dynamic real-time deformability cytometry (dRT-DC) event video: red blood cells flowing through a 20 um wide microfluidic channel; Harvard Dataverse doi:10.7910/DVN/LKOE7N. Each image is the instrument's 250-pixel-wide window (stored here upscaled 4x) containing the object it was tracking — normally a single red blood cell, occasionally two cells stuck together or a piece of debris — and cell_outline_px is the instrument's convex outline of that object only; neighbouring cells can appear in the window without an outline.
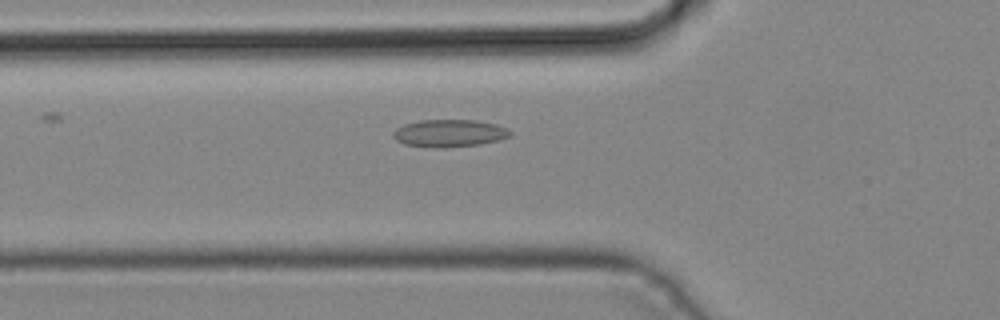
{"species": "common noctule bat (a hibernating species)", "species_latin": "Nyctalus noctula", "temperature_condition": "cold", "stored_images_in_passage": 3, "camera_frame_rate_fps": 3000, "um_per_image_px": 0.085, "animal": {"sex": "male", "body_mass_g": 19.2, "forearm_length_mm": 51.8}, "frame": {"image": 1, "passage_image": 3, "time_ms": 0.667, "image_size_px": [1000, 320], "cell_outline_px": [[512, 136], [500, 140], [480, 144], [444, 148], [436, 148], [404, 144], [396, 140], [392, 136], [392, 132], [396, 128], [404, 124], [420, 120], [476, 120], [496, 124], [508, 128], [512, 132]], "centroid_in_image_um": [38.21, 11.32], "position_along_channel_um": 87.6, "area_um2": 18.96}}